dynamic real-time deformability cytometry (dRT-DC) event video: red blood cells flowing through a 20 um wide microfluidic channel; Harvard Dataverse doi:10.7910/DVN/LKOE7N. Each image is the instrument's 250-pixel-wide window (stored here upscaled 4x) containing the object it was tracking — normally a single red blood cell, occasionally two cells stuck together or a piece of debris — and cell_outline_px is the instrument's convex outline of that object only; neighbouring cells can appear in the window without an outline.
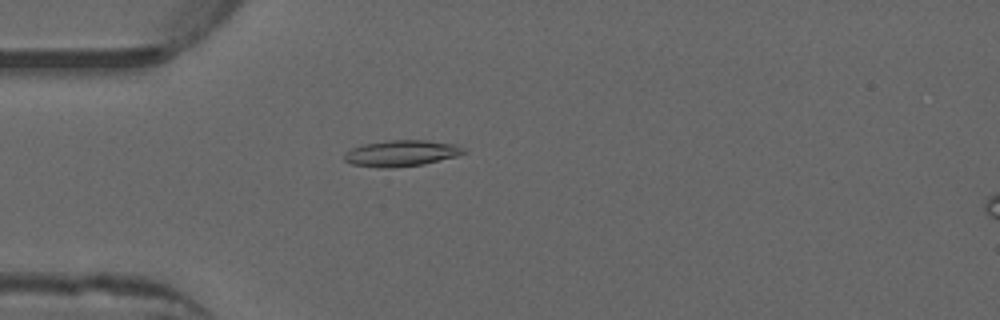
{"species": "common noctule bat (a hibernating species)", "species_latin": "Nyctalus noctula", "temperature_condition": "warm", "stored_images_in_passage": 52, "camera_frame_rate_fps": 3000, "um_per_image_px": 0.085, "animal": {"sex": "male", "forearm_length_mm": 52.5}, "frame": {"image": 1, "passage_image": 15, "time_ms": 4.667, "image_size_px": [1000, 320], "cell_outline_px": [[468, 152], [456, 156], [424, 164], [392, 168], [380, 168], [352, 164], [344, 160], [344, 152], [352, 148], [364, 144], [388, 140], [428, 140], [456, 144], [464, 148]], "centroid_in_image_um": [34.12, 13.02], "position_along_channel_um": 50.9, "area_um2": 18.32}}
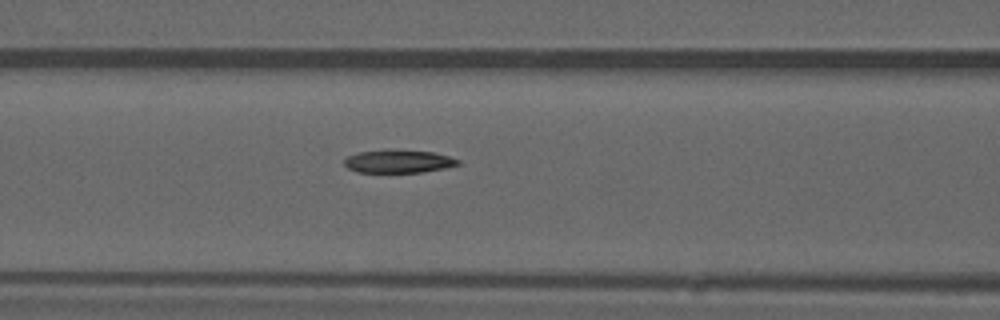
{"frame": {"image": 2, "passage_image": 22, "time_ms": 7.0, "image_size_px": [1000, 320], "cell_outline_px": [[460, 164], [444, 168], [420, 172], [356, 172], [348, 168], [344, 164], [344, 160], [348, 156], [360, 152], [432, 152], [448, 156], [460, 160]], "centroid_in_image_um": [33.87, 13.76], "position_along_channel_um": 132.7, "area_um2": 14.33}}
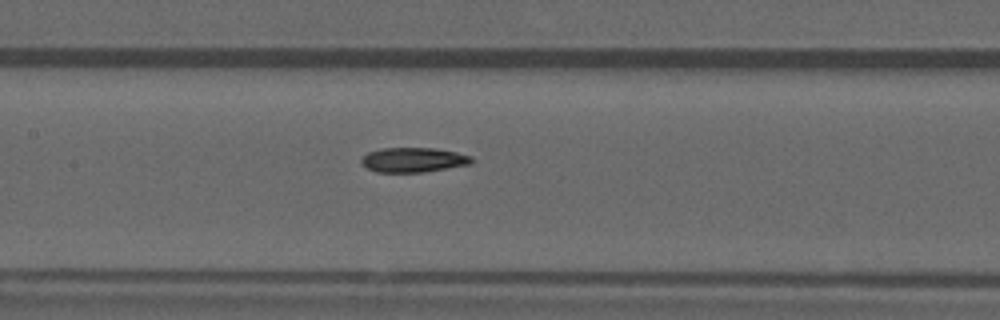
{"frame": {"image": 3, "passage_image": 25, "time_ms": 8.0, "image_size_px": [1000, 320], "cell_outline_px": [[472, 164], [424, 172], [376, 172], [360, 164], [360, 160], [368, 152], [380, 148], [436, 148], [456, 152], [472, 156]], "centroid_in_image_um": [35.13, 13.59], "position_along_channel_um": 172.3, "area_um2": 15.95}, "authors_computed_cell_mechanics": {"area_um2": 16.3863, "velocity_mm_per_s": 3.9462, "shape_relaxation_time_tau1_ms": null, "shape_relaxation_time_tau2_ms": 5.2618, "deformation_change_tau1": null, "deformation_change_tau2": 0.1406}}